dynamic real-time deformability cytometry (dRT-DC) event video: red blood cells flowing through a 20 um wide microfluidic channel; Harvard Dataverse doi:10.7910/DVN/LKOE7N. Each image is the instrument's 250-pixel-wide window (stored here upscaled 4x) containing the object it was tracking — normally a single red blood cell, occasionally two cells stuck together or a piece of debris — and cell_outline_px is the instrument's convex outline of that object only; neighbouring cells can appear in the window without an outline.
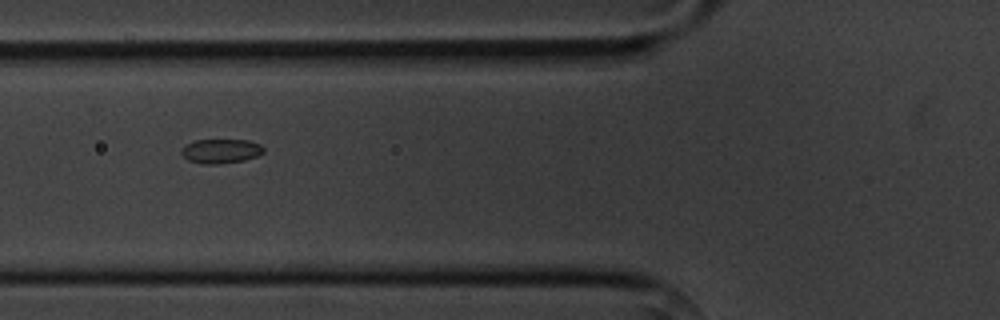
{"species": "common noctule bat (a hibernating species)", "species_latin": "Nyctalus noctula", "temperature_condition": "cold", "stored_images_in_passage": 13, "segment_of_instrument_passage": [1, 2], "camera_frame_rate_fps": 3000, "um_per_image_px": 0.085, "animal": {"sex": "male", "body_mass_g": 20.1, "forearm_length_mm": 53.5}, "frame": {"image": 1, "passage_image": 4, "time_ms": 5.0, "image_size_px": [1000, 320], "cell_outline_px": [[264, 152], [256, 156], [244, 160], [216, 164], [200, 164], [188, 160], [180, 152], [180, 148], [184, 144], [196, 140], [248, 140], [260, 144], [264, 148]], "centroid_in_image_um": [18.73, 12.84], "position_along_channel_um": 107.1, "area_um2": 11.73}}
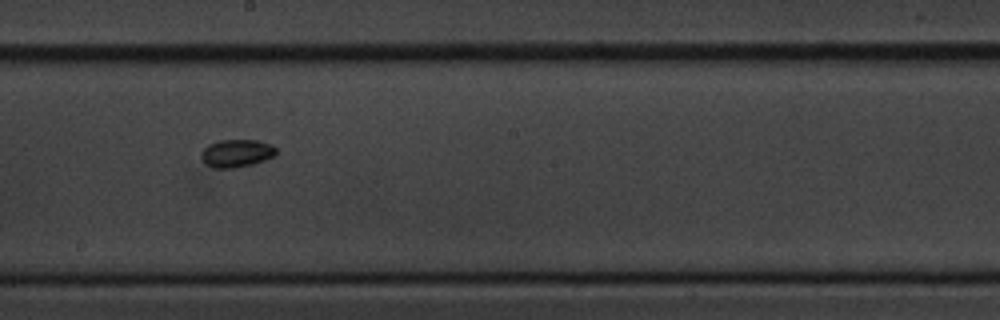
{"frame": {"image": 2, "passage_image": 7, "time_ms": 8.333, "image_size_px": [1000, 320], "cell_outline_px": [[276, 156], [252, 164], [236, 168], [216, 168], [208, 164], [200, 156], [200, 152], [208, 144], [220, 140], [260, 140], [272, 144], [276, 148]], "centroid_in_image_um": [20.14, 13.01], "position_along_channel_um": 228.1, "area_um2": 12.2}}
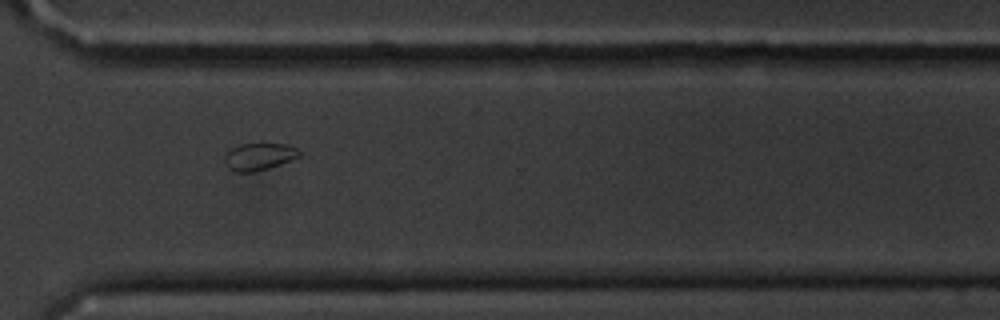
{"frame": {"image": 3, "passage_image": 10, "time_ms": 11.667, "image_size_px": [1000, 320], "cell_outline_px": [[300, 156], [268, 168], [252, 172], [236, 172], [228, 168], [224, 160], [224, 152], [240, 144], [284, 144], [296, 148], [300, 152]], "centroid_in_image_um": [21.96, 13.31], "position_along_channel_um": 348.6, "area_um2": 11.68}}